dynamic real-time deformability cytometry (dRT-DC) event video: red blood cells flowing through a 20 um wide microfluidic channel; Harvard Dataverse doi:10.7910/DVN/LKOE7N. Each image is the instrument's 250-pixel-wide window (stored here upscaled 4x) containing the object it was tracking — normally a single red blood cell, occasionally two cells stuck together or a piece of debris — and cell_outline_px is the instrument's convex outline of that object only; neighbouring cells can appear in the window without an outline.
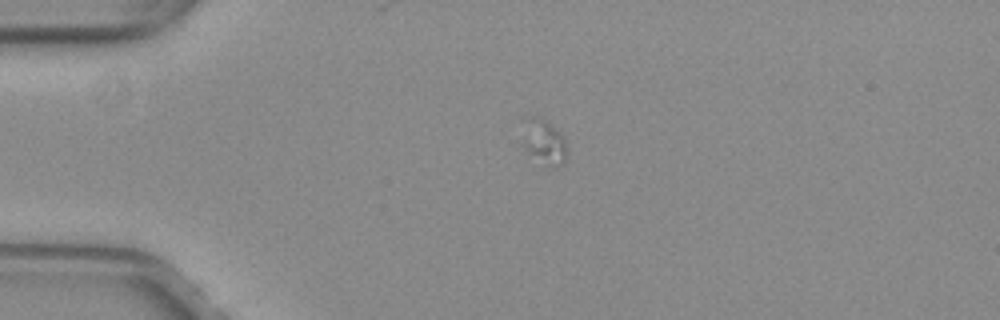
{"species": "common noctule bat (a hibernating species)", "species_latin": "Nyctalus noctula", "temperature_condition": "warm", "stored_images_in_passage": 47, "segment_of_instrument_passage": [1, 2], "camera_frame_rate_fps": 3000, "um_per_image_px": 0.085, "animal": {"sex": "female", "body_mass_g": 29.2, "forearm_length_mm": 56.3}, "frame": {"image": 1, "passage_image": 1, "time_ms": 0.0, "image_size_px": [1000, 320], "cell_outline_px": [[564, 164], [548, 164], [528, 152], [524, 144], [520, 116], [544, 116], [548, 120], [564, 140]], "centroid_in_image_um": [46.13, 11.87], "position_along_channel_um": 38.9, "area_um2": 11.27}}
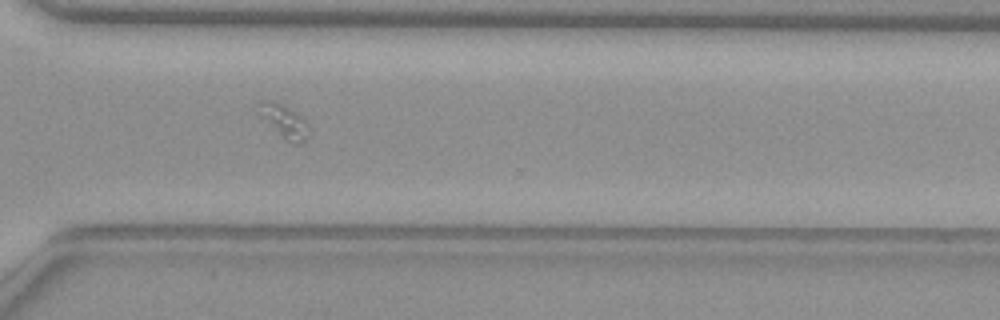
{"frame": {"image": 2, "passage_image": 31, "time_ms": 10.0, "image_size_px": [1000, 320], "cell_outline_px": [[308, 136], [300, 144], [296, 144], [284, 140], [256, 116], [252, 112], [256, 100], [272, 100], [284, 104], [308, 120]], "centroid_in_image_um": [23.99, 10.24], "position_along_channel_um": 346.6, "area_um2": 10.87}}
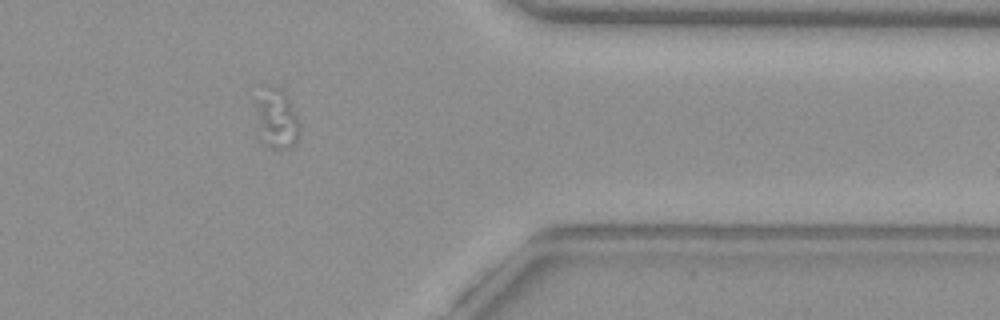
{"frame": {"image": 3, "passage_image": 36, "time_ms": 11.667, "image_size_px": [1000, 320], "cell_outline_px": [[300, 132], [292, 148], [272, 148], [260, 144], [256, 136], [256, 100], [268, 84], [272, 84], [280, 88], [288, 100], [300, 124]], "centroid_in_image_um": [23.44, 10.16], "position_along_channel_um": 388.0, "area_um2": 15.66}}